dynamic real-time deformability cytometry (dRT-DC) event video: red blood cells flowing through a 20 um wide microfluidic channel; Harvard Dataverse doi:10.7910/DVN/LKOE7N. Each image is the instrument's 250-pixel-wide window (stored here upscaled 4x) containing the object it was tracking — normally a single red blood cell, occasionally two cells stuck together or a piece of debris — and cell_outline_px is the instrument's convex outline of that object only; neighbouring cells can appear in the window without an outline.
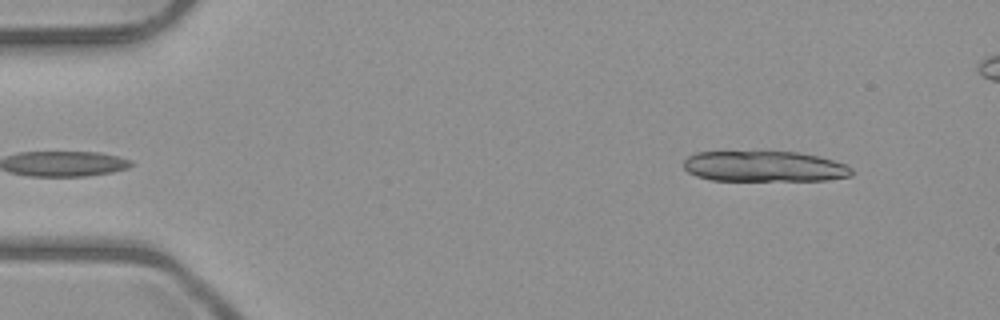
{"species": "common noctule bat (a hibernating species)", "species_latin": "Nyctalus noctula", "temperature_condition": "room temperature", "stored_images_in_passage": 5, "segment_of_instrument_passage": [2, 2], "camera_frame_rate_fps": 3000, "um_per_image_px": 0.085, "animal": {"sex": "male", "body_mass_g": 23.1, "forearm_length_mm": 52.7}, "frame": {"image": 1, "passage_image": 5, "time_ms": 5.333, "image_size_px": [1000, 320], "cell_outline_px": [[856, 172], [852, 176], [824, 180], [708, 180], [696, 176], [688, 172], [684, 168], [684, 160], [688, 156], [696, 152], [800, 152], [832, 160], [844, 164], [852, 168]], "centroid_in_image_um": [64.97, 14.15], "position_along_channel_um": 20.0, "area_um2": 30.0}}